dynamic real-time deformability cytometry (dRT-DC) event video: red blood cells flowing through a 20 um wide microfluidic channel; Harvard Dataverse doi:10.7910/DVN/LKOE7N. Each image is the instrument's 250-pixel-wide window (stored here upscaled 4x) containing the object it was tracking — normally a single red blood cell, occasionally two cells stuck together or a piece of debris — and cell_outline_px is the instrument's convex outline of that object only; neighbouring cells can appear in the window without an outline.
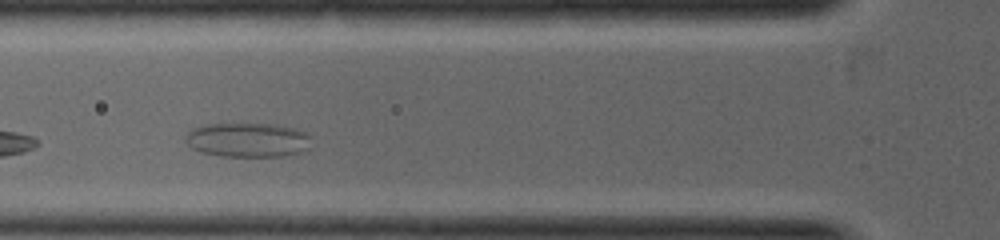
{"species": "common noctule bat (a hibernating species)", "species_latin": "Nyctalus noctula", "temperature_condition": "warm", "stored_images_in_passage": 11, "camera_frame_rate_fps": 5000, "um_per_image_px": 0.085, "animal": {"sex": "female", "body_mass_g": 19.0, "forearm_length_mm": 53.3}, "frame": {"image": 1, "passage_image": 2, "time_ms": 0.6, "image_size_px": [1000, 240], "cell_outline_px": [[308, 148], [300, 152], [284, 156], [220, 156], [204, 152], [192, 148], [188, 144], [188, 136], [196, 128], [208, 124], [272, 124], [292, 128], [304, 132], [308, 136]], "centroid_in_image_um": [21.09, 11.9], "position_along_channel_um": 104.7, "area_um2": 24.39}}
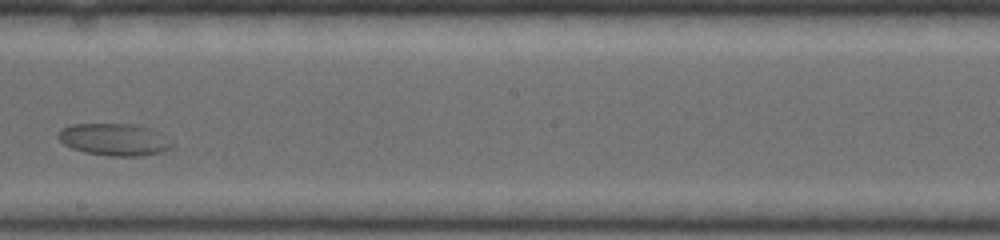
{"frame": {"image": 2, "passage_image": 5, "time_ms": 2.4, "image_size_px": [1000, 240], "cell_outline_px": [[176, 144], [172, 148], [164, 152], [140, 156], [108, 156], [84, 152], [72, 148], [64, 144], [56, 136], [64, 128], [72, 124], [132, 124], [148, 128], [156, 132]], "centroid_in_image_um": [9.73, 11.88], "position_along_channel_um": 238.5, "area_um2": 21.21}}
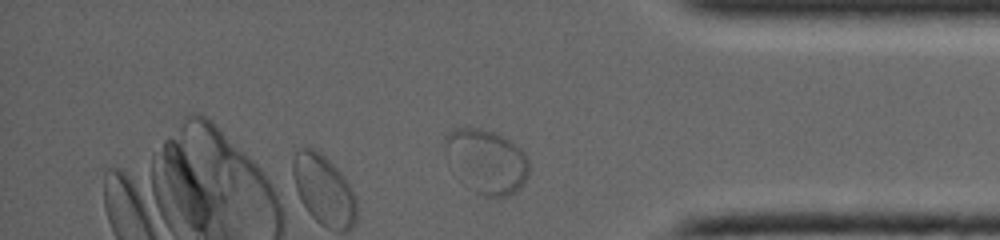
{"frame": {"image": 3, "passage_image": 11, "time_ms": 4.6, "image_size_px": [1000, 240], "cell_outline_px": [[528, 176], [524, 184], [516, 192], [508, 196], [488, 196], [476, 192], [468, 188], [464, 184], [444, 152], [444, 136], [448, 132], [456, 128], [480, 128], [492, 132], [508, 140], [520, 148], [524, 152], [528, 160]], "centroid_in_image_um": [41.35, 13.72], "position_along_channel_um": 393.9, "area_um2": 31.15}}